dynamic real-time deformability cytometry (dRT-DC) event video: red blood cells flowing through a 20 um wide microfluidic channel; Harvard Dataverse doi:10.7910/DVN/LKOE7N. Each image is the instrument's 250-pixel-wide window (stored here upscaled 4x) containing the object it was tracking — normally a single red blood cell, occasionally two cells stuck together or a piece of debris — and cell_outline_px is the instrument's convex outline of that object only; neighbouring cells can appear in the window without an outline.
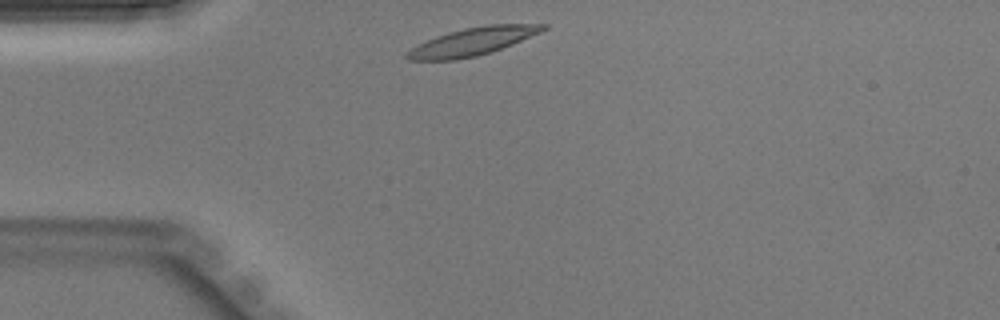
{"species": "Egyptian fruit bat (a non-hibernating species)", "species_latin": "Rousettus aegyptiacus", "temperature_condition": "warm", "stored_images_in_passage": 26, "camera_frame_rate_fps": 3000, "um_per_image_px": 0.085, "animal": {"sex": "male"}, "frame": {"image": 1, "passage_image": 1, "time_ms": 0.0, "image_size_px": [1000, 320], "cell_outline_px": [[548, 28], [540, 32], [512, 44], [476, 56], [456, 60], [408, 60], [404, 56], [404, 52], [436, 36], [448, 32], [464, 28], [484, 24], [548, 24]], "centroid_in_image_um": [40.14, 3.52], "position_along_channel_um": 44.9, "area_um2": 21.85}}
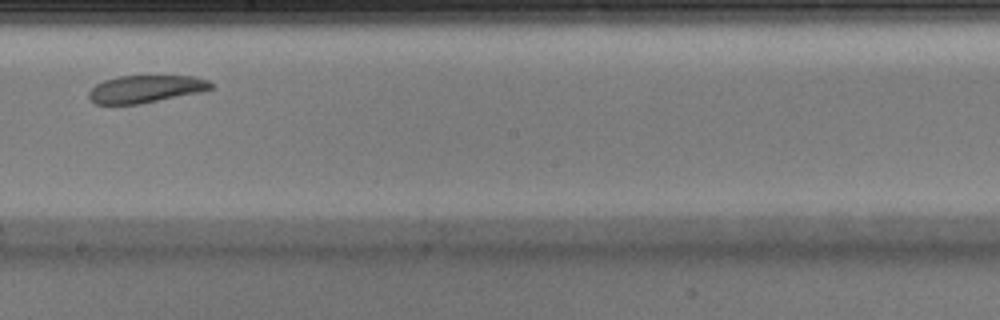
{"frame": {"image": 2, "passage_image": 15, "time_ms": 4.667, "image_size_px": [1000, 320], "cell_outline_px": [[216, 88], [204, 92], [140, 104], [96, 104], [88, 96], [88, 92], [96, 84], [104, 80], [120, 76], [192, 76], [208, 80], [216, 84]], "centroid_in_image_um": [12.47, 7.56], "position_along_channel_um": 235.7, "area_um2": 19.83}}
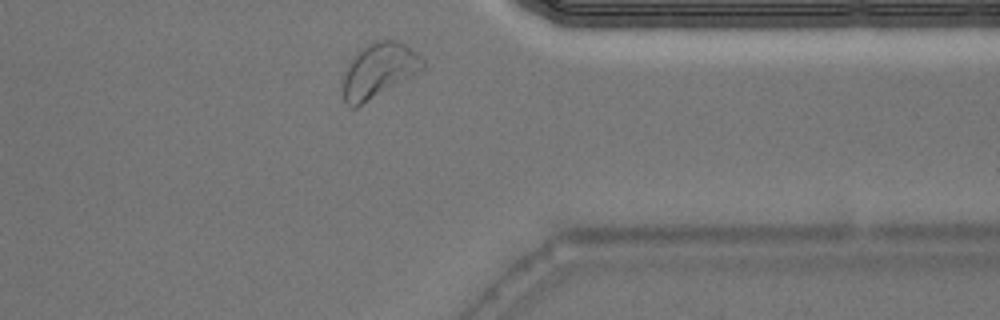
{"frame": {"image": 3, "passage_image": 25, "time_ms": 8.0, "image_size_px": [1000, 320], "cell_outline_px": [[424, 68], [356, 108], [352, 108], [344, 100], [344, 72], [352, 56], [356, 52], [372, 40], [396, 40], [404, 44], [416, 52], [424, 60]], "centroid_in_image_um": [32.17, 5.95], "position_along_channel_um": 379.2, "area_um2": 25.03}}